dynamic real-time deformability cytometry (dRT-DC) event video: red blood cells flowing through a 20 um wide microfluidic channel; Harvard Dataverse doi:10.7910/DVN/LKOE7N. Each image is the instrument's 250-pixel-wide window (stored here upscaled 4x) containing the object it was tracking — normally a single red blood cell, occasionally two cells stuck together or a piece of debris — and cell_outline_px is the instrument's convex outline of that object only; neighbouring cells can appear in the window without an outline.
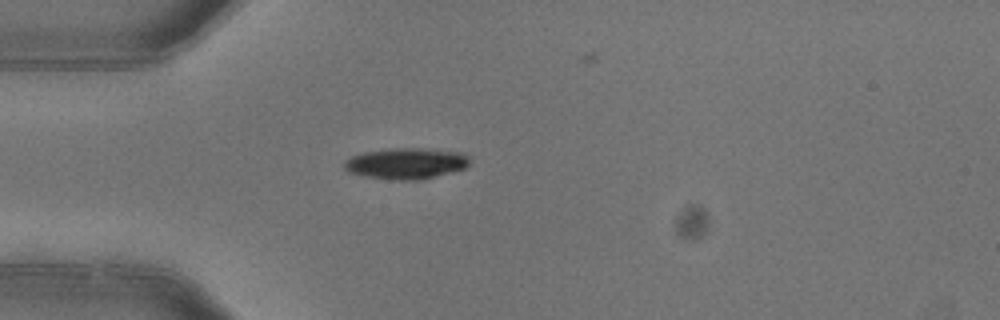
{"species": "common noctule bat (a hibernating species)", "species_latin": "Nyctalus noctula", "temperature_condition": "warm", "stored_images_in_passage": 1, "camera_frame_rate_fps": 3000, "um_per_image_px": 0.085, "animal": {"sex": "female"}, "frame": {"image": 1, "passage_image": 1, "time_ms": 0.0, "image_size_px": [1000, 320], "cell_outline_px": [[472, 160], [464, 168], [420, 180], [396, 180], [364, 176], [348, 172], [344, 168], [344, 160], [352, 156], [364, 152], [392, 148], [420, 148], [464, 152], [472, 156]], "centroid_in_image_um": [34.54, 13.88], "position_along_channel_um": 50.5, "area_um2": 22.83}}